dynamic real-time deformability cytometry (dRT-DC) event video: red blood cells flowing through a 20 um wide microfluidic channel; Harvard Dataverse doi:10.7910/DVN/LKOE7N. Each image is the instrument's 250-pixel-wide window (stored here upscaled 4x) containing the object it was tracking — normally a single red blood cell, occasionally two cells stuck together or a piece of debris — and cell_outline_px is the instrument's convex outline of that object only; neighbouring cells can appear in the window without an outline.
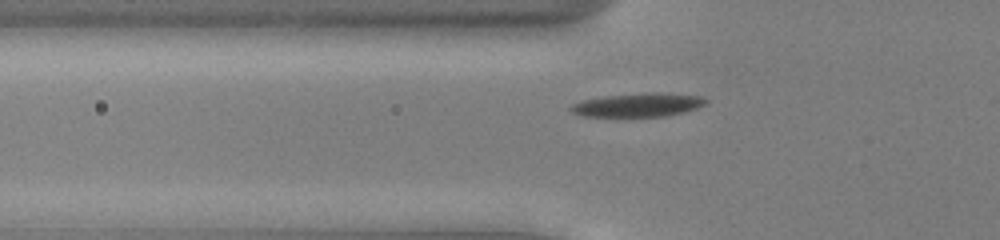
{"species": "common noctule bat (a hibernating species)", "species_latin": "Nyctalus noctula", "temperature_condition": "cold", "stored_images_in_passage": 47, "camera_frame_rate_fps": 3000, "um_per_image_px": 0.085, "animal": {"sex": "male", "body_mass_g": 13.0, "forearm_length_mm": 53.1}, "frame": {"image": 1, "passage_image": 12, "time_ms": 3.667, "image_size_px": [1000, 240], "cell_outline_px": [[708, 100], [704, 104], [696, 108], [684, 112], [668, 116], [584, 116], [572, 112], [568, 108], [572, 104], [584, 100], [604, 96], [652, 92], [660, 92], [700, 96]], "centroid_in_image_um": [54.24, 8.91], "position_along_channel_um": 71.6, "area_um2": 18.44}}
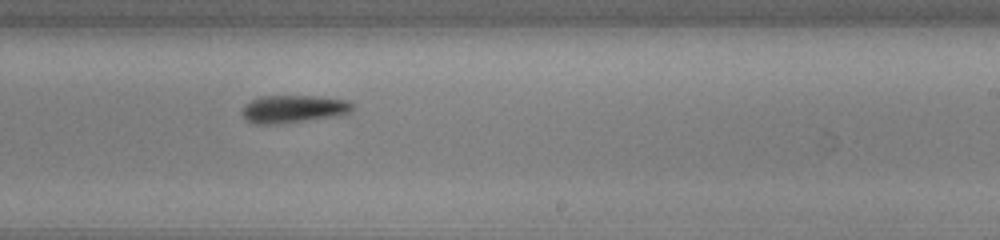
{"frame": {"image": 2, "passage_image": 27, "time_ms": 8.667, "image_size_px": [1000, 240], "cell_outline_px": [[352, 112], [340, 116], [280, 124], [256, 124], [244, 120], [240, 112], [244, 104], [260, 96], [316, 96], [348, 100], [352, 104]], "centroid_in_image_um": [24.91, 9.27], "position_along_channel_um": 264.1, "area_um2": 18.21}}
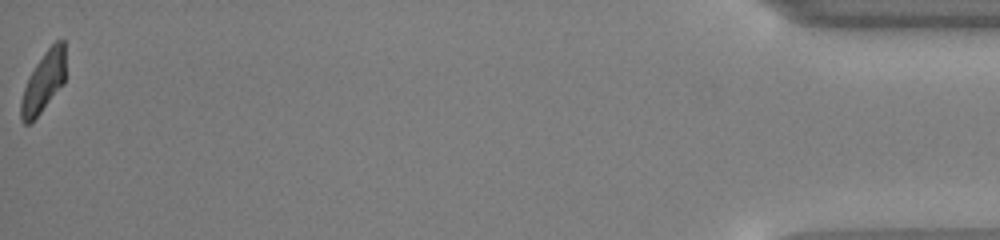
{"frame": {"image": 3, "passage_image": 47, "time_ms": 15.333, "image_size_px": [1000, 240], "cell_outline_px": [[64, 84], [40, 112], [28, 124], [24, 124], [20, 120], [20, 100], [28, 76], [44, 52], [56, 40], [64, 40]], "centroid_in_image_um": [3.67, 6.98], "position_along_channel_um": 431.5, "area_um2": 15.55}, "authors_computed_cell_mechanics": {"area_um2": 17.3978, "velocity_mm_per_s": 3.8705, "shape_relaxation_time_tau1_ms": 3.095, "shape_relaxation_time_tau2_ms": 3.4349, "deformation_change_tau1": 0.097, "deformation_change_tau2": 0.0996}}